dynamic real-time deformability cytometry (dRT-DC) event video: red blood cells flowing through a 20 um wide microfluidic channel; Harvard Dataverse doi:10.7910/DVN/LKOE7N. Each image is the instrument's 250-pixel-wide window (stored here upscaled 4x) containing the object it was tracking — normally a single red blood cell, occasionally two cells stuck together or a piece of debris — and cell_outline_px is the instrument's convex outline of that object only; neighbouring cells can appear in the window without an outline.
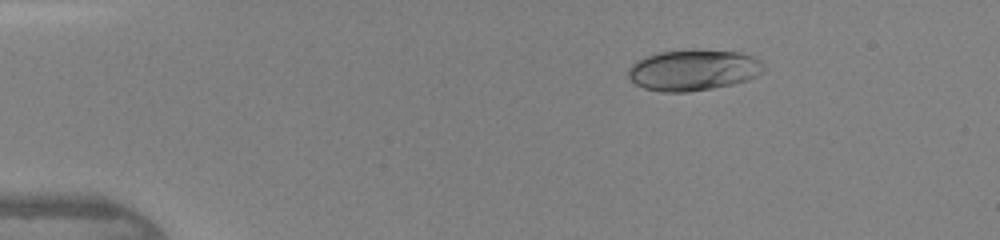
{"species": "human", "species_latin": "Homo sapiens", "temperature_condition": "warm", "stored_images_in_passage": 40, "camera_frame_rate_fps": 3000, "um_per_image_px": 0.085, "donor": {"sex": "female"}, "frame": {"image": 1, "passage_image": 3, "time_ms": 0.667, "image_size_px": [1000, 240], "cell_outline_px": [[764, 72], [748, 80], [732, 84], [712, 88], [688, 92], [664, 92], [644, 88], [636, 84], [628, 76], [628, 68], [636, 60], [644, 56], [660, 52], [688, 48], [736, 52], [752, 56], [760, 60], [764, 64]], "centroid_in_image_um": [58.92, 5.94], "position_along_channel_um": 26.1, "area_um2": 32.71}}
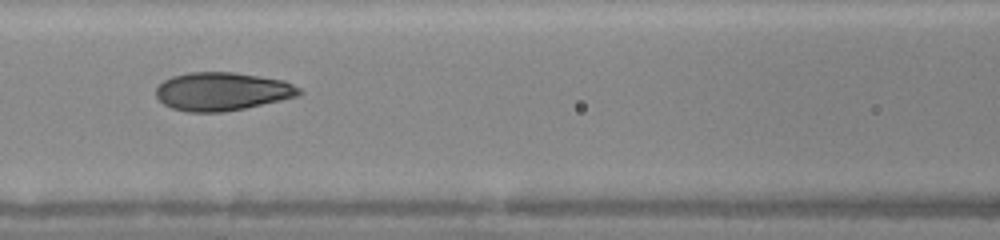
{"frame": {"image": 2, "passage_image": 16, "time_ms": 5.0, "image_size_px": [1000, 240], "cell_outline_px": [[304, 92], [296, 96], [280, 100], [244, 108], [224, 112], [188, 112], [172, 108], [164, 104], [156, 96], [156, 88], [164, 80], [172, 76], [188, 72], [232, 72], [284, 80], [300, 88]], "centroid_in_image_um": [18.86, 7.77], "position_along_channel_um": 147.7, "area_um2": 31.79}}
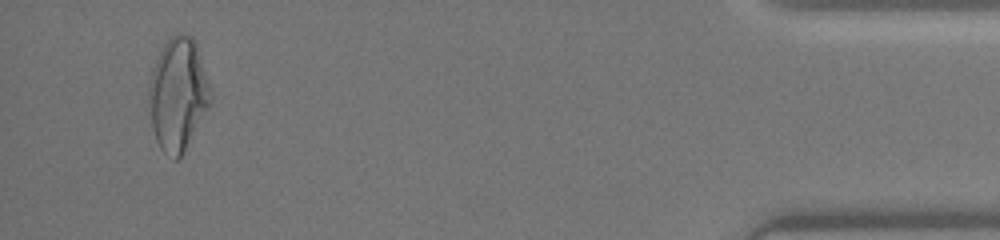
{"frame": {"image": 3, "passage_image": 38, "time_ms": 12.333, "image_size_px": [1000, 240], "cell_outline_px": [[212, 100], [208, 108], [180, 156], [176, 160], [164, 152], [160, 148], [156, 140], [152, 128], [148, 104], [148, 80], [152, 68], [164, 44], [172, 36], [180, 32], [184, 32], [192, 36], [196, 44], [212, 92]], "centroid_in_image_um": [15.1, 7.98], "position_along_channel_um": 420.1, "area_um2": 40.34}}